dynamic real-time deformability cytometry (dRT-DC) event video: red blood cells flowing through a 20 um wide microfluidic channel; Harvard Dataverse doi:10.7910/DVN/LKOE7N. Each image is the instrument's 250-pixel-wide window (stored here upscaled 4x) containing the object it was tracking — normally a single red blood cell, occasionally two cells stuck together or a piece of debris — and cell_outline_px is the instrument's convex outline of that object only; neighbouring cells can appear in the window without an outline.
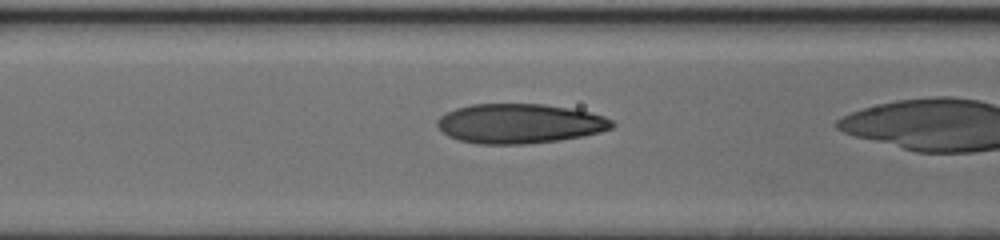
{"species": "human", "species_latin": "Homo sapiens", "temperature_condition": "cold", "stored_images_in_passage": 39, "camera_frame_rate_fps": 3000, "um_per_image_px": 0.085, "donor": {"sex": "female"}, "frame": {"image": 1, "passage_image": 21, "time_ms": 6.667, "image_size_px": [1000, 240], "cell_outline_px": [[616, 124], [612, 128], [600, 132], [584, 136], [560, 140], [524, 144], [480, 144], [460, 140], [448, 136], [436, 124], [436, 120], [440, 116], [456, 108], [472, 104], [544, 104], [568, 108], [588, 112], [604, 116], [612, 120]], "centroid_in_image_um": [44.18, 10.5], "position_along_channel_um": 122.4, "area_um2": 40.29}}
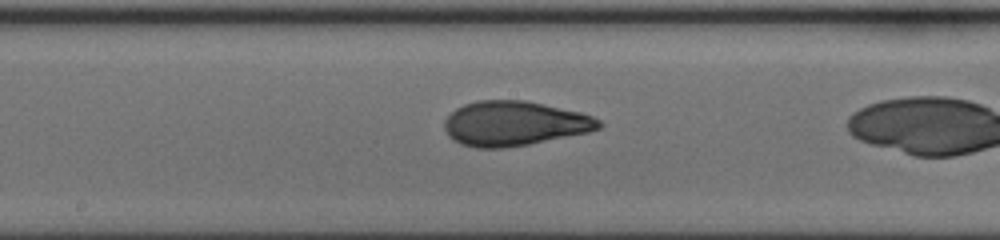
{"frame": {"image": 2, "passage_image": 28, "time_ms": 9.0, "image_size_px": [1000, 240], "cell_outline_px": [[604, 124], [600, 128], [588, 132], [528, 144], [504, 148], [476, 148], [460, 144], [452, 140], [448, 136], [444, 128], [444, 120], [456, 108], [464, 104], [476, 100], [528, 100], [580, 112], [592, 116], [600, 120]], "centroid_in_image_um": [43.7, 10.49], "position_along_channel_um": 204.5, "area_um2": 40.4}}
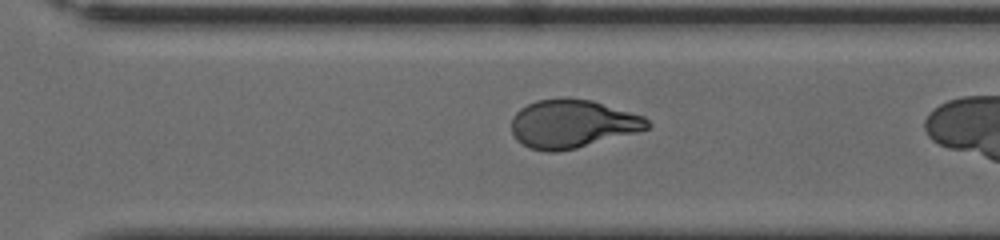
{"frame": {"image": 3, "passage_image": 38, "time_ms": 12.333, "image_size_px": [1000, 240], "cell_outline_px": [[652, 124], [648, 128], [636, 132], [576, 148], [556, 152], [548, 152], [528, 148], [516, 140], [512, 132], [512, 116], [520, 108], [536, 100], [560, 96], [592, 100], [644, 116]], "centroid_in_image_um": [48.61, 10.51], "position_along_channel_um": 322.0, "area_um2": 38.49}}